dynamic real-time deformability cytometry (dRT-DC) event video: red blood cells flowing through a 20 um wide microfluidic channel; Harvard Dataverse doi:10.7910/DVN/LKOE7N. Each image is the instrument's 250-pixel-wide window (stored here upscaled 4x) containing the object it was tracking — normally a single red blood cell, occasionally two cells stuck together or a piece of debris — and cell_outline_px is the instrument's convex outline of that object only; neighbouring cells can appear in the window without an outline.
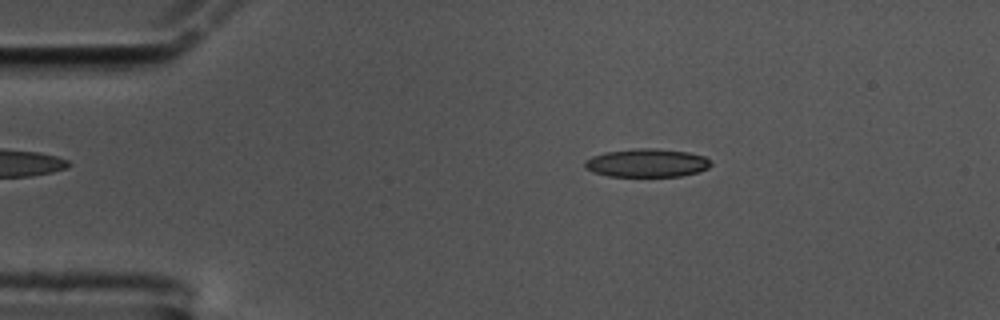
{"species": "common noctule bat (a hibernating species)", "species_latin": "Nyctalus noctula", "temperature_condition": "cold", "stored_images_in_passage": 57, "camera_frame_rate_fps": 3000, "um_per_image_px": 0.085, "animal": {"sex": "male", "body_mass_g": 17.5, "forearm_length_mm": 52.3}, "frame": {"image": 1, "passage_image": 10, "time_ms": 3.0, "image_size_px": [1000, 320], "cell_outline_px": [[712, 164], [708, 168], [700, 172], [680, 176], [608, 176], [592, 172], [584, 168], [584, 160], [592, 156], [604, 152], [636, 148], [652, 148], [688, 152], [704, 156], [712, 160]], "centroid_in_image_um": [54.98, 13.85], "position_along_channel_um": 30.0, "area_um2": 21.04}}
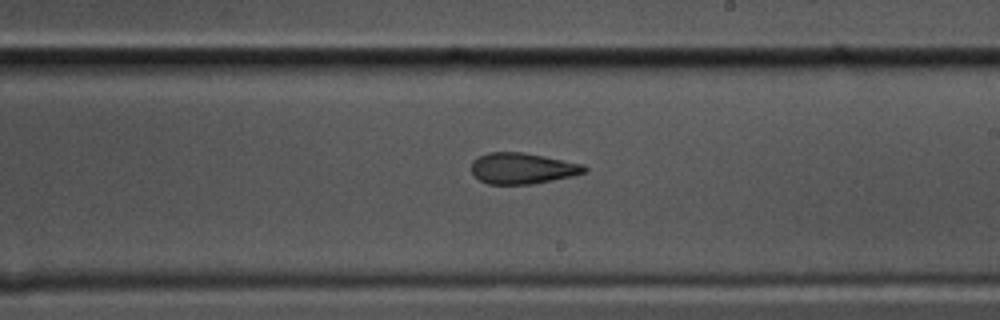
{"frame": {"image": 2, "passage_image": 33, "time_ms": 10.667, "image_size_px": [1000, 320], "cell_outline_px": [[588, 172], [572, 176], [532, 184], [488, 184], [480, 180], [472, 172], [472, 160], [476, 156], [488, 152], [524, 152], [584, 164], [588, 168]], "centroid_in_image_um": [44.42, 14.3], "position_along_channel_um": 244.6, "area_um2": 20.58}}
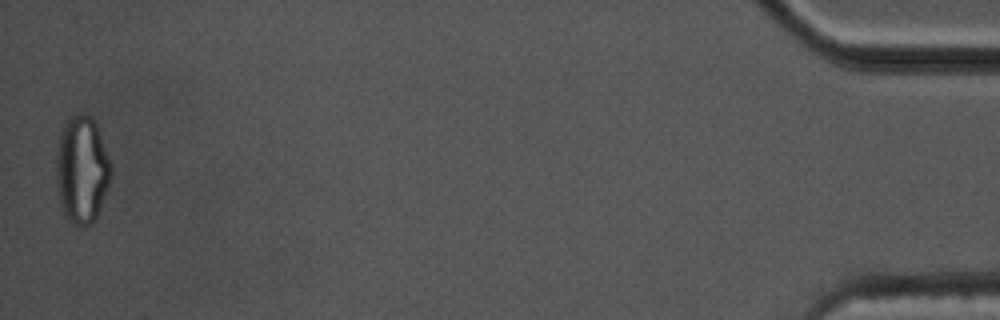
{"frame": {"image": 3, "passage_image": 57, "time_ms": 18.667, "image_size_px": [1000, 320], "cell_outline_px": [[112, 176], [96, 220], [92, 224], [80, 228], [72, 224], [64, 216], [60, 204], [56, 180], [56, 152], [60, 136], [64, 124], [72, 116], [88, 116], [96, 124], [112, 164]], "centroid_in_image_um": [6.97, 14.52], "position_along_channel_um": 428.2, "area_um2": 34.45}, "authors_computed_cell_mechanics": {"area_um2": 21.0392, "velocity_mm_per_s": 3.4522, "shape_relaxation_time_tau1_ms": null, "shape_relaxation_time_tau2_ms": 2.9216, "deformation_change_tau1": null, "deformation_change_tau2": 0.1243}}